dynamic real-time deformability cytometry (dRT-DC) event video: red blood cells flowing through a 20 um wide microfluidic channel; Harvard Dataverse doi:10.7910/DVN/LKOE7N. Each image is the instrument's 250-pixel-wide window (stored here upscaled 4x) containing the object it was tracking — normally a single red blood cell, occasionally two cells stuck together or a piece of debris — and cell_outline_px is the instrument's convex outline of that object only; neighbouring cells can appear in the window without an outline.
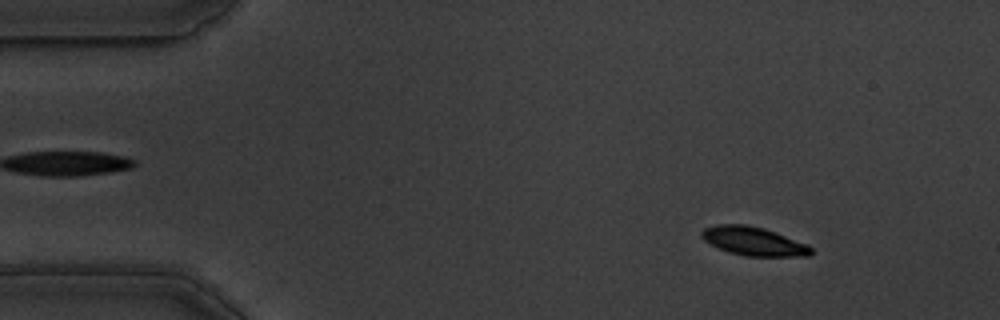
{"species": "common noctule bat (a hibernating species)", "species_latin": "Nyctalus noctula", "temperature_condition": "warm", "stored_images_in_passage": 57, "camera_frame_rate_fps": 3000, "um_per_image_px": 0.085, "animal": {"sex": "male", "body_mass_g": 19.5, "forearm_length_mm": 54.6}, "frame": {"image": 1, "passage_image": 7, "time_ms": 2.0, "image_size_px": [1000, 320], "cell_outline_px": [[812, 252], [808, 256], [744, 256], [728, 252], [704, 240], [700, 236], [700, 232], [704, 228], [716, 224], [744, 224], [764, 228], [808, 244], [812, 248]], "centroid_in_image_um": [64.04, 20.5], "position_along_channel_um": 21.0, "area_um2": 18.26}}
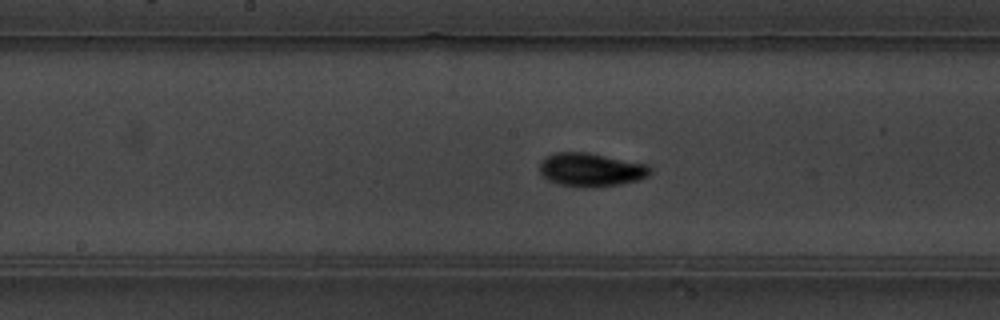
{"frame": {"image": 2, "passage_image": 29, "time_ms": 9.333, "image_size_px": [1000, 320], "cell_outline_px": [[652, 172], [648, 176], [636, 180], [620, 184], [556, 184], [540, 176], [540, 164], [544, 156], [556, 152], [584, 152], [648, 164], [652, 168]], "centroid_in_image_um": [50.21, 14.37], "position_along_channel_um": 198.0, "area_um2": 20.81}}
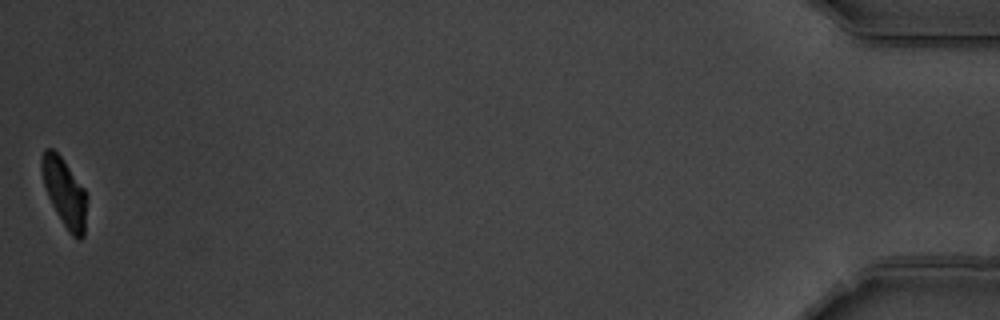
{"frame": {"image": 3, "passage_image": 57, "time_ms": 18.667, "image_size_px": [1000, 320], "cell_outline_px": [[88, 196], [84, 236], [80, 240], [76, 240], [68, 232], [56, 212], [48, 196], [44, 184], [40, 168], [40, 156], [44, 148], [52, 148], [60, 156], [84, 188]], "centroid_in_image_um": [5.49, 16.38], "position_along_channel_um": 429.7, "area_um2": 18.21}, "authors_computed_cell_mechanics": {"area_um2": 19.7676, "velocity_mm_per_s": 3.5121, "shape_relaxation_time_tau1_ms": 2.5538, "shape_relaxation_time_tau2_ms": 1.7468, "deformation_change_tau1": 0.1207, "deformation_change_tau2": 0.0486}}